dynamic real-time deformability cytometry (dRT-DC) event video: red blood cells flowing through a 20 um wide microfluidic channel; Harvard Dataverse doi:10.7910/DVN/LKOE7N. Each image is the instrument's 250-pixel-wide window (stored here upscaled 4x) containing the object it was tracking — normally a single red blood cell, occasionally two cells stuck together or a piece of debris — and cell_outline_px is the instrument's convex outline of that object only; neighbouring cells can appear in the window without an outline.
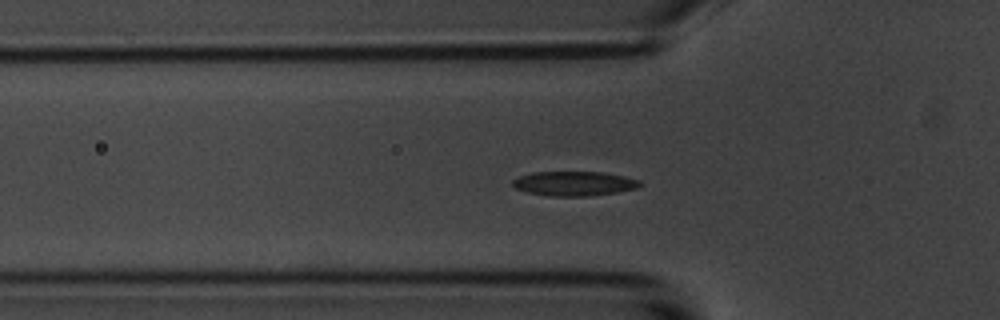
{"species": "common noctule bat (a hibernating species)", "species_latin": "Nyctalus noctula", "temperature_condition": "room temperature", "stored_images_in_passage": 42, "camera_frame_rate_fps": 3000, "um_per_image_px": 0.085, "animal": {"sex": "male", "body_mass_g": 20.1, "forearm_length_mm": 53.5}, "frame": {"image": 1, "passage_image": 3, "time_ms": 0.667, "image_size_px": [1000, 320], "cell_outline_px": [[644, 184], [636, 188], [616, 192], [588, 196], [552, 196], [528, 192], [516, 188], [512, 184], [512, 180], [520, 176], [532, 172], [604, 172], [624, 176], [640, 180]], "centroid_in_image_um": [48.83, 15.59], "position_along_channel_um": 77.0, "area_um2": 18.09}}
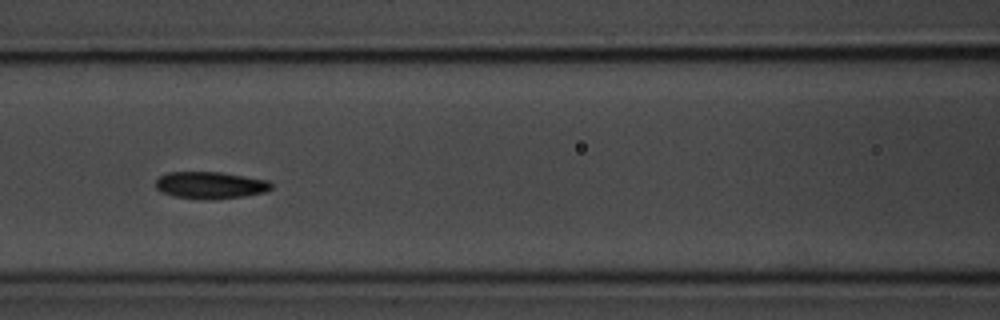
{"frame": {"image": 2, "passage_image": 9, "time_ms": 2.667, "image_size_px": [1000, 320], "cell_outline_px": [[272, 188], [264, 192], [244, 196], [216, 200], [200, 200], [176, 196], [160, 192], [156, 188], [156, 180], [160, 176], [168, 172], [220, 172], [268, 180], [272, 184]], "centroid_in_image_um": [17.87, 15.75], "position_along_channel_um": 148.7, "area_um2": 18.32}}
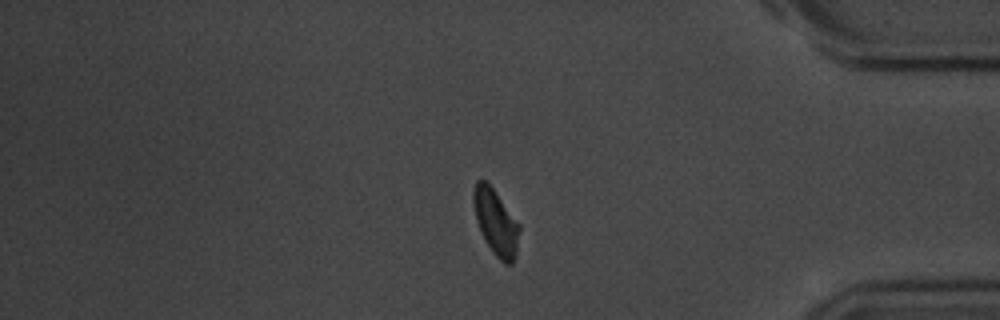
{"frame": {"image": 3, "passage_image": 32, "time_ms": 10.333, "image_size_px": [1000, 320], "cell_outline_px": [[520, 228], [516, 256], [512, 264], [504, 264], [492, 252], [484, 240], [480, 232], [476, 220], [472, 204], [472, 192], [476, 180], [484, 180], [492, 188], [520, 224]], "centroid_in_image_um": [42.13, 18.91], "position_along_channel_um": 393.1, "area_um2": 17.74}, "authors_computed_cell_mechanics": {"area_um2": 17.7735, "velocity_mm_per_s": 3.5433, "shape_relaxation_time_tau1_ms": 3.7355, "shape_relaxation_time_tau2_ms": 7.0539, "deformation_change_tau1": 0.1283, "deformation_change_tau2": 0.1008}}